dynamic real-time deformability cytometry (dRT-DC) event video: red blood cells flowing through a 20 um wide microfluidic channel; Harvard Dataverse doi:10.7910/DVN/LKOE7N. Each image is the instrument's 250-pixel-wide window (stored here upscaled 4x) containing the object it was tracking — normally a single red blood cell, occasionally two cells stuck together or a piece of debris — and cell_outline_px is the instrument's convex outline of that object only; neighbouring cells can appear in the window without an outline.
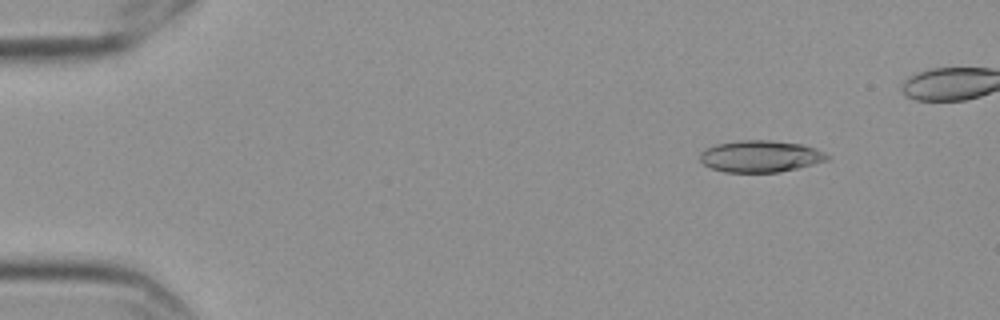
{"species": "Egyptian fruit bat (a non-hibernating species)", "species_latin": "Rousettus aegyptiacus", "temperature_condition": "cold", "stored_images_in_passage": 49, "camera_frame_rate_fps": 3000, "um_per_image_px": 0.085, "frame": {"image": 1, "passage_image": 3, "time_ms": 0.667, "image_size_px": [1000, 320], "cell_outline_px": [[828, 160], [780, 172], [724, 172], [712, 168], [704, 164], [700, 160], [700, 152], [704, 148], [716, 144], [740, 140], [768, 140], [800, 144], [816, 148], [824, 152], [828, 156]], "centroid_in_image_um": [64.6, 13.28], "position_along_channel_um": 20.4, "area_um2": 23.41}}
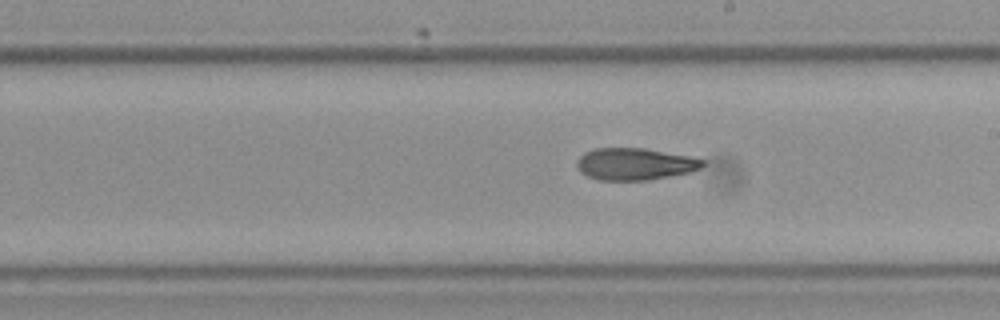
{"frame": {"image": 2, "passage_image": 29, "time_ms": 9.333, "image_size_px": [1000, 320], "cell_outline_px": [[708, 160], [700, 168], [688, 172], [648, 180], [600, 180], [588, 176], [580, 172], [576, 164], [576, 160], [584, 152], [596, 148], [644, 148], [688, 156]], "centroid_in_image_um": [53.94, 13.93], "position_along_channel_um": 235.1, "area_um2": 23.35}}
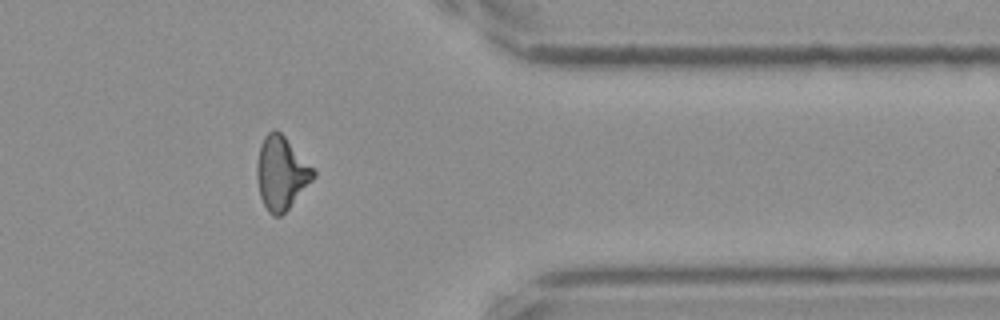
{"frame": {"image": 3, "passage_image": 43, "time_ms": 14.0, "image_size_px": [1000, 320], "cell_outline_px": [[316, 176], [288, 208], [280, 216], [272, 216], [268, 212], [260, 196], [256, 176], [256, 164], [260, 144], [264, 136], [272, 128], [276, 128], [284, 136], [316, 172]], "centroid_in_image_um": [23.87, 14.69], "position_along_channel_um": 387.5, "area_um2": 23.87}}